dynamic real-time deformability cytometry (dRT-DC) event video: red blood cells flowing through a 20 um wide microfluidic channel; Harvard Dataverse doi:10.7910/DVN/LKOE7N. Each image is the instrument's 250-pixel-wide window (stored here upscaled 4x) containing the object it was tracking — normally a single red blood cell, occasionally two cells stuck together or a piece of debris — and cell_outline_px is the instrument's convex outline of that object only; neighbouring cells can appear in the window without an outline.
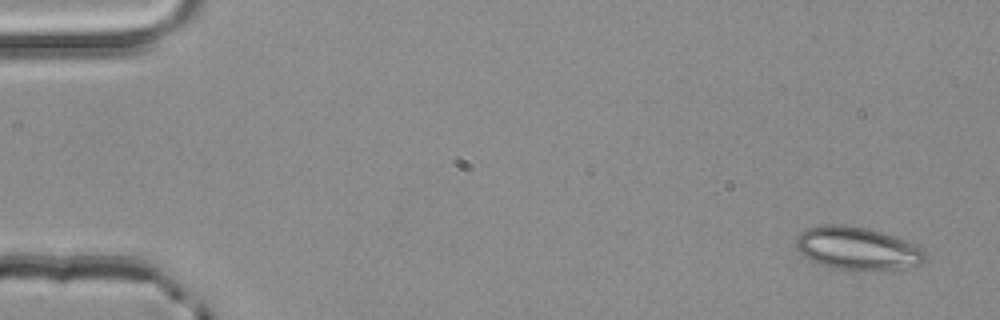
{"species": "common noctule bat (a hibernating species)", "species_latin": "Nyctalus noctula", "temperature_condition": "room temperature", "stored_images_in_passage": 2, "camera_frame_rate_fps": 3000, "um_per_image_px": 0.085, "animal": {"sex": "male", "body_mass_g": 20.4}, "frame": {"image": 1, "passage_image": 2, "time_ms": 0.333, "image_size_px": [1000, 320], "cell_outline_px": [[928, 260], [920, 264], [900, 272], [852, 272], [832, 268], [816, 264], [808, 260], [796, 248], [796, 236], [800, 232], [808, 228], [824, 224], [840, 224], [868, 228], [916, 244], [928, 252]], "centroid_in_image_um": [72.95, 21.19], "position_along_channel_um": 12.1, "area_um2": 33.99}}